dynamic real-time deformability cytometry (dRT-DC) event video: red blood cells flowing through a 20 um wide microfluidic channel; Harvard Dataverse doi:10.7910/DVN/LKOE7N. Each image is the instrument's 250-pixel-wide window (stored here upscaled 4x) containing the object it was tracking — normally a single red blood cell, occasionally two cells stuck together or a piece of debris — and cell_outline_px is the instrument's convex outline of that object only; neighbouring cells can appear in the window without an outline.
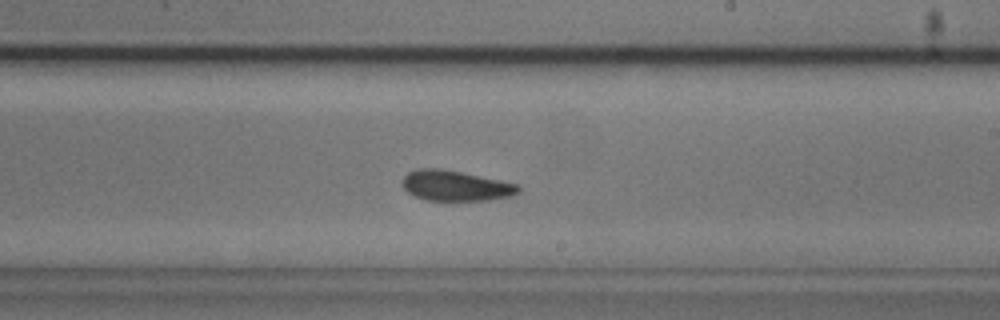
{"species": "common noctule bat (a hibernating species)", "species_latin": "Nyctalus noctula", "temperature_condition": "cold", "stored_images_in_passage": 33, "camera_frame_rate_fps": 3000, "um_per_image_px": 0.085, "animal": {"sex": "male", "body_mass_g": 20.5, "forearm_length_mm": 52.5}, "frame": {"image": 1, "passage_image": 23, "time_ms": 7.333, "image_size_px": [1000, 320], "cell_outline_px": [[520, 192], [512, 196], [488, 200], [452, 204], [428, 200], [416, 196], [408, 192], [404, 188], [404, 176], [408, 172], [416, 168], [440, 168], [460, 172], [516, 184], [520, 188]], "centroid_in_image_um": [38.72, 15.84], "position_along_channel_um": 250.3, "area_um2": 21.04}, "authors_computed_cell_mechanics": {"area_um2": 20.9814, "velocity_mm_per_s": 3.713, "shape_relaxation_time_tau1_ms": 6.0896, "shape_relaxation_time_tau2_ms": 3.665, "deformation_change_tau1": 0.1254, "deformation_change_tau2": 0.0882}}